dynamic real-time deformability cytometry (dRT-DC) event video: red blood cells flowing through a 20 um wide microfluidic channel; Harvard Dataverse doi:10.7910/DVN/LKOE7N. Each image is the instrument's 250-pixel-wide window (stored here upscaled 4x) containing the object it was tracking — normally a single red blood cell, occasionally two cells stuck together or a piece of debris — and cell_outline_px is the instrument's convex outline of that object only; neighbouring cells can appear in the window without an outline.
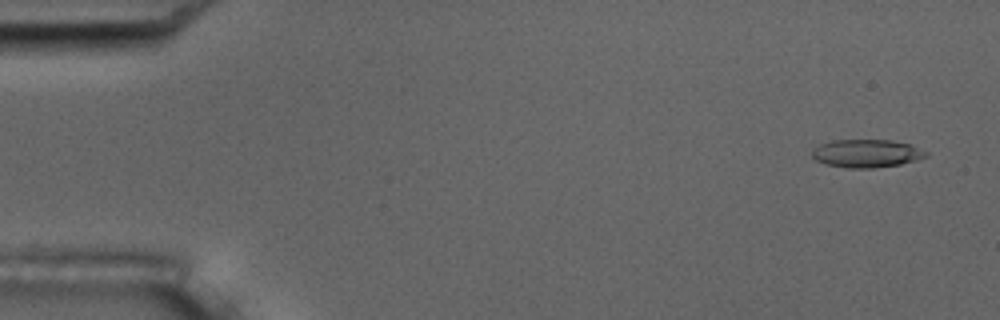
{"species": "common noctule bat (a hibernating species)", "species_latin": "Nyctalus noctula", "temperature_condition": "room temperature", "stored_images_in_passage": 5, "camera_frame_rate_fps": 3000, "um_per_image_px": 0.085, "animal": {"sex": "male", "body_mass_g": 17.5, "forearm_length_mm": 52.3}, "frame": {"image": 1, "passage_image": 1, "time_ms": 0.0, "image_size_px": [1000, 320], "cell_outline_px": [[928, 156], [916, 160], [900, 164], [872, 168], [848, 168], [824, 164], [816, 160], [812, 156], [812, 152], [820, 144], [832, 140], [892, 140], [912, 144], [928, 152]], "centroid_in_image_um": [73.68, 13.04], "position_along_channel_um": 11.3, "area_um2": 18.67}}
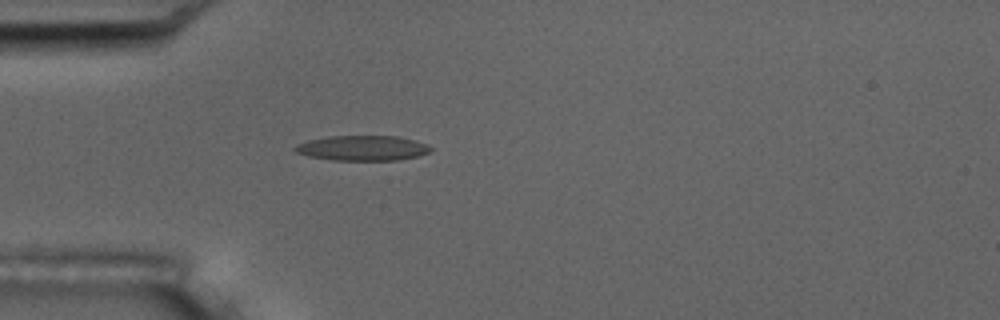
{"frame": {"image": 2, "passage_image": 5, "time_ms": 4.333, "image_size_px": [1000, 320], "cell_outline_px": [[432, 148], [428, 152], [420, 156], [400, 160], [332, 160], [308, 156], [296, 152], [292, 148], [296, 144], [308, 140], [328, 136], [396, 136], [428, 144]], "centroid_in_image_um": [30.79, 12.59], "position_along_channel_um": 54.2, "area_um2": 19.88}}